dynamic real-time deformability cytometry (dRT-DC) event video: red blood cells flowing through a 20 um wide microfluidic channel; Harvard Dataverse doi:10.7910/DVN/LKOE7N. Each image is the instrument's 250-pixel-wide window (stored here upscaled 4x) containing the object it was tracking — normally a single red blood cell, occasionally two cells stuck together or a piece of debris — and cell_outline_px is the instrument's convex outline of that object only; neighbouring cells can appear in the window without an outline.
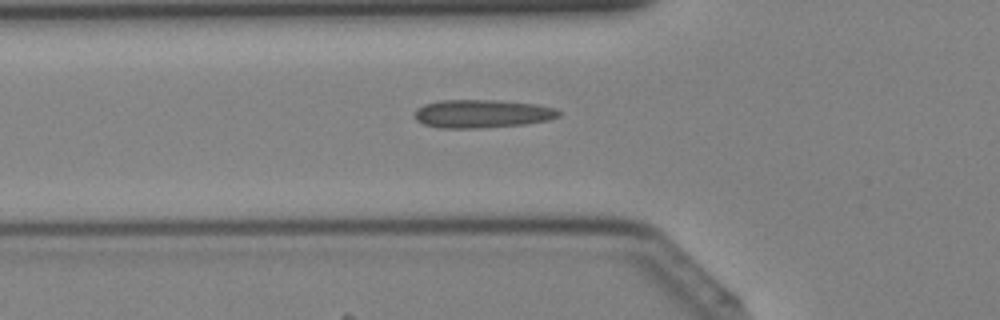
{"species": "Egyptian fruit bat (a non-hibernating species)", "species_latin": "Rousettus aegyptiacus", "temperature_condition": "cold", "stored_images_in_passage": 35, "camera_frame_rate_fps": 3000, "um_per_image_px": 0.085, "animal": {"sex": "female"}, "frame": {"image": 1, "passage_image": 8, "time_ms": 2.333, "image_size_px": [1000, 320], "cell_outline_px": [[560, 116], [548, 120], [524, 124], [480, 128], [440, 128], [424, 124], [416, 120], [416, 108], [424, 104], [440, 100], [492, 100], [536, 104], [552, 108], [560, 112]], "centroid_in_image_um": [40.95, 9.67], "position_along_channel_um": 84.9, "area_um2": 23.52}}
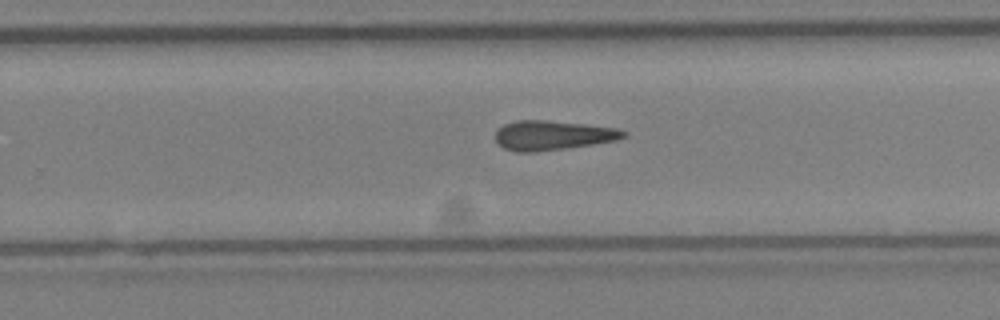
{"frame": {"image": 2, "passage_image": 20, "time_ms": 6.333, "image_size_px": [1000, 320], "cell_outline_px": [[628, 136], [616, 140], [592, 144], [564, 148], [528, 152], [520, 152], [504, 148], [496, 140], [496, 132], [504, 124], [516, 120], [548, 120], [620, 128], [628, 132]], "centroid_in_image_um": [47.03, 11.48], "position_along_channel_um": 282.8, "area_um2": 21.85}}
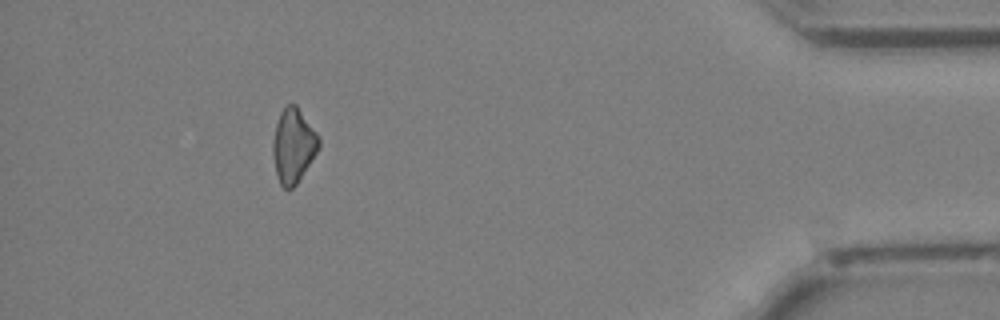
{"frame": {"image": 3, "passage_image": 31, "time_ms": 10.0, "image_size_px": [1000, 320], "cell_outline_px": [[320, 148], [296, 184], [292, 188], [284, 188], [280, 184], [276, 176], [272, 152], [272, 144], [276, 124], [280, 112], [288, 104], [296, 104], [320, 136]], "centroid_in_image_um": [24.94, 12.37], "position_along_channel_um": 410.3, "area_um2": 20.0}}